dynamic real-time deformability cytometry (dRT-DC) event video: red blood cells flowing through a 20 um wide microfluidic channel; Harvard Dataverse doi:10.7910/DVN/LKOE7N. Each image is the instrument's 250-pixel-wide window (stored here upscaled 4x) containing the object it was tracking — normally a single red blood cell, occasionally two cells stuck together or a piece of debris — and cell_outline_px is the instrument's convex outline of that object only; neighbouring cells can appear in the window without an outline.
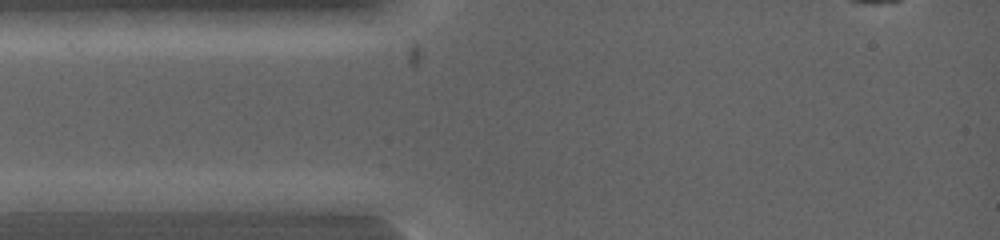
{"species": "common noctule bat (a hibernating species)", "species_latin": "Nyctalus noctula", "temperature_condition": "warm", "stored_images_in_passage": 2, "camera_frame_rate_fps": 5000, "um_per_image_px": 0.085, "animal": {"sex": "female", "body_mass_g": 19.0, "forearm_length_mm": 53.3}, "frame": {"image": 1, "passage_image": 1, "time_ms": 0.0, "image_size_px": [1000, 240], "cell_outline_px": [[124, 200], [116, 212], [20, 212], [12, 200], [40, 192], [108, 192]], "centroid_in_image_um": [5.87, 17.2], "position_along_channel_um": 79.1, "area_um2": 14.22}}